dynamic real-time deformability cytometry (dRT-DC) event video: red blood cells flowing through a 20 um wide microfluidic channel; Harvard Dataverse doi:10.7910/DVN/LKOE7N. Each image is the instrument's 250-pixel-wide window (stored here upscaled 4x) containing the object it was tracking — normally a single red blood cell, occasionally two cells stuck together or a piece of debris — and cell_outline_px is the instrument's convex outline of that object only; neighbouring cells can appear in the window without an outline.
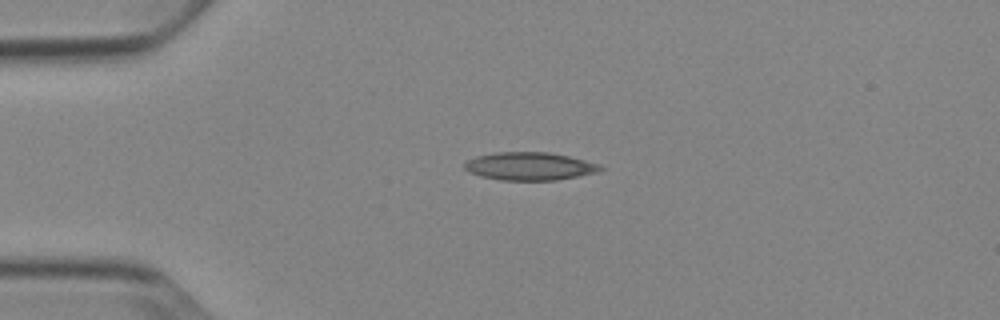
{"species": "Egyptian fruit bat (a non-hibernating species)", "species_latin": "Rousettus aegyptiacus", "temperature_condition": "cold", "stored_images_in_passage": 41, "camera_frame_rate_fps": 3000, "um_per_image_px": 0.085, "animal": {"sex": "female"}, "frame": {"image": 1, "passage_image": 1, "time_ms": 0.0, "image_size_px": [1000, 320], "cell_outline_px": [[604, 168], [600, 172], [556, 180], [500, 180], [480, 176], [468, 172], [464, 168], [464, 160], [476, 156], [496, 152], [548, 152], [568, 156], [600, 164]], "centroid_in_image_um": [44.99, 14.13], "position_along_channel_um": 40.0, "area_um2": 22.31}}
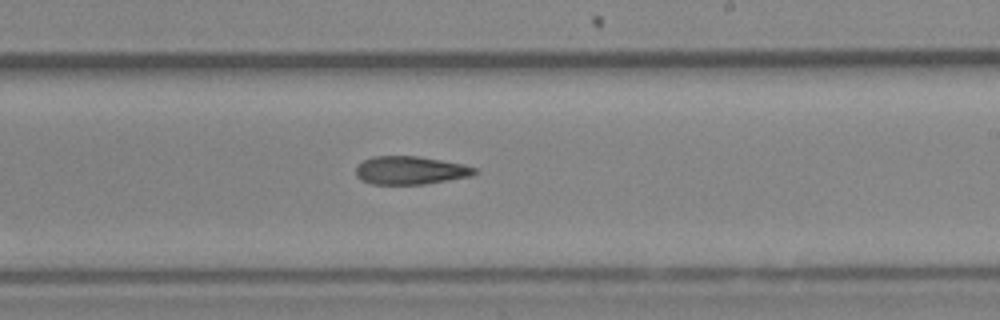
{"frame": {"image": 2, "passage_image": 20, "time_ms": 6.333, "image_size_px": [1000, 320], "cell_outline_px": [[480, 172], [472, 176], [424, 184], [372, 184], [360, 180], [356, 176], [356, 168], [364, 160], [372, 156], [416, 156], [464, 164], [476, 168]], "centroid_in_image_um": [34.9, 14.48], "position_along_channel_um": 254.1, "area_um2": 19.54}}
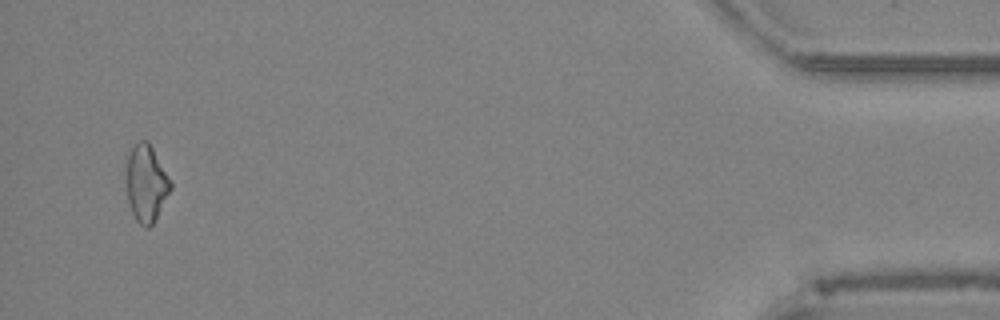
{"frame": {"image": 3, "passage_image": 39, "time_ms": 12.667, "image_size_px": [1000, 320], "cell_outline_px": [[172, 188], [152, 224], [148, 228], [144, 228], [136, 220], [132, 212], [128, 200], [128, 156], [132, 148], [140, 140], [148, 140], [172, 180]], "centroid_in_image_um": [12.47, 15.58], "position_along_channel_um": 422.7, "area_um2": 19.48}, "authors_computed_cell_mechanics": {"area_um2": 20.1144, "velocity_mm_per_s": 3.8863, "shape_relaxation_time_tau1_ms": null, "shape_relaxation_time_tau2_ms": 5.3433, "deformation_change_tau1": null, "deformation_change_tau2": 0.1728}}